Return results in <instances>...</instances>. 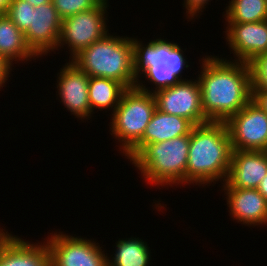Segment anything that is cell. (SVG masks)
Wrapping results in <instances>:
<instances>
[{
    "instance_id": "8",
    "label": "cell",
    "mask_w": 267,
    "mask_h": 266,
    "mask_svg": "<svg viewBox=\"0 0 267 266\" xmlns=\"http://www.w3.org/2000/svg\"><path fill=\"white\" fill-rule=\"evenodd\" d=\"M232 150L263 151L267 141V113L250 100L226 122Z\"/></svg>"
},
{
    "instance_id": "19",
    "label": "cell",
    "mask_w": 267,
    "mask_h": 266,
    "mask_svg": "<svg viewBox=\"0 0 267 266\" xmlns=\"http://www.w3.org/2000/svg\"><path fill=\"white\" fill-rule=\"evenodd\" d=\"M127 88L120 82L101 77H89L88 97L91 113L93 108L114 110L120 103L121 97Z\"/></svg>"
},
{
    "instance_id": "6",
    "label": "cell",
    "mask_w": 267,
    "mask_h": 266,
    "mask_svg": "<svg viewBox=\"0 0 267 266\" xmlns=\"http://www.w3.org/2000/svg\"><path fill=\"white\" fill-rule=\"evenodd\" d=\"M156 109L152 91L139 81L135 87L124 91L120 103L113 110L110 129L111 135L122 142L120 146L125 155L142 139Z\"/></svg>"
},
{
    "instance_id": "4",
    "label": "cell",
    "mask_w": 267,
    "mask_h": 266,
    "mask_svg": "<svg viewBox=\"0 0 267 266\" xmlns=\"http://www.w3.org/2000/svg\"><path fill=\"white\" fill-rule=\"evenodd\" d=\"M190 134L146 145L131 161L148 183L186 184Z\"/></svg>"
},
{
    "instance_id": "12",
    "label": "cell",
    "mask_w": 267,
    "mask_h": 266,
    "mask_svg": "<svg viewBox=\"0 0 267 266\" xmlns=\"http://www.w3.org/2000/svg\"><path fill=\"white\" fill-rule=\"evenodd\" d=\"M266 174L265 151L232 150L229 172L223 188L257 189Z\"/></svg>"
},
{
    "instance_id": "13",
    "label": "cell",
    "mask_w": 267,
    "mask_h": 266,
    "mask_svg": "<svg viewBox=\"0 0 267 266\" xmlns=\"http://www.w3.org/2000/svg\"><path fill=\"white\" fill-rule=\"evenodd\" d=\"M58 78L57 88L59 87L61 102L77 118L81 120L89 118L91 116L88 97L89 76L70 61L60 70Z\"/></svg>"
},
{
    "instance_id": "29",
    "label": "cell",
    "mask_w": 267,
    "mask_h": 266,
    "mask_svg": "<svg viewBox=\"0 0 267 266\" xmlns=\"http://www.w3.org/2000/svg\"><path fill=\"white\" fill-rule=\"evenodd\" d=\"M12 0H0V13L5 14L11 4Z\"/></svg>"
},
{
    "instance_id": "7",
    "label": "cell",
    "mask_w": 267,
    "mask_h": 266,
    "mask_svg": "<svg viewBox=\"0 0 267 266\" xmlns=\"http://www.w3.org/2000/svg\"><path fill=\"white\" fill-rule=\"evenodd\" d=\"M107 0H102L95 8L74 14L62 20L58 46L64 43L70 47L71 57L97 42L107 34L104 14Z\"/></svg>"
},
{
    "instance_id": "1",
    "label": "cell",
    "mask_w": 267,
    "mask_h": 266,
    "mask_svg": "<svg viewBox=\"0 0 267 266\" xmlns=\"http://www.w3.org/2000/svg\"><path fill=\"white\" fill-rule=\"evenodd\" d=\"M219 57L203 58L197 78L201 88L202 108L209 122H226L252 98L248 63Z\"/></svg>"
},
{
    "instance_id": "9",
    "label": "cell",
    "mask_w": 267,
    "mask_h": 266,
    "mask_svg": "<svg viewBox=\"0 0 267 266\" xmlns=\"http://www.w3.org/2000/svg\"><path fill=\"white\" fill-rule=\"evenodd\" d=\"M156 108L166 114L189 120L194 126L208 123L202 108L199 81L184 80L174 86L153 91Z\"/></svg>"
},
{
    "instance_id": "2",
    "label": "cell",
    "mask_w": 267,
    "mask_h": 266,
    "mask_svg": "<svg viewBox=\"0 0 267 266\" xmlns=\"http://www.w3.org/2000/svg\"><path fill=\"white\" fill-rule=\"evenodd\" d=\"M231 141L225 122L194 126L190 132L186 184L226 181L231 163ZM224 178V179H223Z\"/></svg>"
},
{
    "instance_id": "26",
    "label": "cell",
    "mask_w": 267,
    "mask_h": 266,
    "mask_svg": "<svg viewBox=\"0 0 267 266\" xmlns=\"http://www.w3.org/2000/svg\"><path fill=\"white\" fill-rule=\"evenodd\" d=\"M251 100L267 113V90H251Z\"/></svg>"
},
{
    "instance_id": "23",
    "label": "cell",
    "mask_w": 267,
    "mask_h": 266,
    "mask_svg": "<svg viewBox=\"0 0 267 266\" xmlns=\"http://www.w3.org/2000/svg\"><path fill=\"white\" fill-rule=\"evenodd\" d=\"M251 90H267V52L256 55L248 62Z\"/></svg>"
},
{
    "instance_id": "5",
    "label": "cell",
    "mask_w": 267,
    "mask_h": 266,
    "mask_svg": "<svg viewBox=\"0 0 267 266\" xmlns=\"http://www.w3.org/2000/svg\"><path fill=\"white\" fill-rule=\"evenodd\" d=\"M132 48L133 69L137 78L141 76L139 75L141 71L157 87L154 91L184 81L180 74L182 69L189 65H187L183 51L178 44L159 38L150 41L144 47L140 41L132 38Z\"/></svg>"
},
{
    "instance_id": "3",
    "label": "cell",
    "mask_w": 267,
    "mask_h": 266,
    "mask_svg": "<svg viewBox=\"0 0 267 266\" xmlns=\"http://www.w3.org/2000/svg\"><path fill=\"white\" fill-rule=\"evenodd\" d=\"M71 62L89 77L110 78L126 88L135 87L139 79L133 69L132 39L129 37H113L107 33L80 51Z\"/></svg>"
},
{
    "instance_id": "14",
    "label": "cell",
    "mask_w": 267,
    "mask_h": 266,
    "mask_svg": "<svg viewBox=\"0 0 267 266\" xmlns=\"http://www.w3.org/2000/svg\"><path fill=\"white\" fill-rule=\"evenodd\" d=\"M225 33L237 61L248 63L256 55L267 52V20L228 23Z\"/></svg>"
},
{
    "instance_id": "11",
    "label": "cell",
    "mask_w": 267,
    "mask_h": 266,
    "mask_svg": "<svg viewBox=\"0 0 267 266\" xmlns=\"http://www.w3.org/2000/svg\"><path fill=\"white\" fill-rule=\"evenodd\" d=\"M61 25L62 19L52 2L32 10L31 25L24 34L28 46L37 56L58 48Z\"/></svg>"
},
{
    "instance_id": "27",
    "label": "cell",
    "mask_w": 267,
    "mask_h": 266,
    "mask_svg": "<svg viewBox=\"0 0 267 266\" xmlns=\"http://www.w3.org/2000/svg\"><path fill=\"white\" fill-rule=\"evenodd\" d=\"M11 65L0 56V87L8 80Z\"/></svg>"
},
{
    "instance_id": "18",
    "label": "cell",
    "mask_w": 267,
    "mask_h": 266,
    "mask_svg": "<svg viewBox=\"0 0 267 266\" xmlns=\"http://www.w3.org/2000/svg\"><path fill=\"white\" fill-rule=\"evenodd\" d=\"M0 56L11 66L14 59L27 61L37 56L28 46L25 34L6 14L0 15Z\"/></svg>"
},
{
    "instance_id": "25",
    "label": "cell",
    "mask_w": 267,
    "mask_h": 266,
    "mask_svg": "<svg viewBox=\"0 0 267 266\" xmlns=\"http://www.w3.org/2000/svg\"><path fill=\"white\" fill-rule=\"evenodd\" d=\"M209 0H185L184 4L185 7L187 9V12L189 16H191L193 18V16L197 13H199L200 11H202L201 9L205 6V4L208 3Z\"/></svg>"
},
{
    "instance_id": "20",
    "label": "cell",
    "mask_w": 267,
    "mask_h": 266,
    "mask_svg": "<svg viewBox=\"0 0 267 266\" xmlns=\"http://www.w3.org/2000/svg\"><path fill=\"white\" fill-rule=\"evenodd\" d=\"M113 261L108 259V266H148L149 247L146 242L138 238L120 240L116 244Z\"/></svg>"
},
{
    "instance_id": "22",
    "label": "cell",
    "mask_w": 267,
    "mask_h": 266,
    "mask_svg": "<svg viewBox=\"0 0 267 266\" xmlns=\"http://www.w3.org/2000/svg\"><path fill=\"white\" fill-rule=\"evenodd\" d=\"M32 10L35 7L28 1L12 0L5 14L24 33L31 25Z\"/></svg>"
},
{
    "instance_id": "17",
    "label": "cell",
    "mask_w": 267,
    "mask_h": 266,
    "mask_svg": "<svg viewBox=\"0 0 267 266\" xmlns=\"http://www.w3.org/2000/svg\"><path fill=\"white\" fill-rule=\"evenodd\" d=\"M230 215L253 226L267 223V199L257 189L224 188Z\"/></svg>"
},
{
    "instance_id": "24",
    "label": "cell",
    "mask_w": 267,
    "mask_h": 266,
    "mask_svg": "<svg viewBox=\"0 0 267 266\" xmlns=\"http://www.w3.org/2000/svg\"><path fill=\"white\" fill-rule=\"evenodd\" d=\"M102 0H52L61 19L95 8Z\"/></svg>"
},
{
    "instance_id": "21",
    "label": "cell",
    "mask_w": 267,
    "mask_h": 266,
    "mask_svg": "<svg viewBox=\"0 0 267 266\" xmlns=\"http://www.w3.org/2000/svg\"><path fill=\"white\" fill-rule=\"evenodd\" d=\"M228 23H249L267 20L266 0H231L226 10Z\"/></svg>"
},
{
    "instance_id": "30",
    "label": "cell",
    "mask_w": 267,
    "mask_h": 266,
    "mask_svg": "<svg viewBox=\"0 0 267 266\" xmlns=\"http://www.w3.org/2000/svg\"><path fill=\"white\" fill-rule=\"evenodd\" d=\"M31 3L34 7H39L42 4L52 2V0H25Z\"/></svg>"
},
{
    "instance_id": "16",
    "label": "cell",
    "mask_w": 267,
    "mask_h": 266,
    "mask_svg": "<svg viewBox=\"0 0 267 266\" xmlns=\"http://www.w3.org/2000/svg\"><path fill=\"white\" fill-rule=\"evenodd\" d=\"M194 125L187 119L155 110L142 139L125 155L132 160L146 145L189 135Z\"/></svg>"
},
{
    "instance_id": "28",
    "label": "cell",
    "mask_w": 267,
    "mask_h": 266,
    "mask_svg": "<svg viewBox=\"0 0 267 266\" xmlns=\"http://www.w3.org/2000/svg\"><path fill=\"white\" fill-rule=\"evenodd\" d=\"M257 190L267 199V174L261 180L260 184L257 187Z\"/></svg>"
},
{
    "instance_id": "31",
    "label": "cell",
    "mask_w": 267,
    "mask_h": 266,
    "mask_svg": "<svg viewBox=\"0 0 267 266\" xmlns=\"http://www.w3.org/2000/svg\"><path fill=\"white\" fill-rule=\"evenodd\" d=\"M263 151H265L267 153V141H266L265 149Z\"/></svg>"
},
{
    "instance_id": "15",
    "label": "cell",
    "mask_w": 267,
    "mask_h": 266,
    "mask_svg": "<svg viewBox=\"0 0 267 266\" xmlns=\"http://www.w3.org/2000/svg\"><path fill=\"white\" fill-rule=\"evenodd\" d=\"M0 266H51L48 244H31L0 229Z\"/></svg>"
},
{
    "instance_id": "10",
    "label": "cell",
    "mask_w": 267,
    "mask_h": 266,
    "mask_svg": "<svg viewBox=\"0 0 267 266\" xmlns=\"http://www.w3.org/2000/svg\"><path fill=\"white\" fill-rule=\"evenodd\" d=\"M47 240L51 266H108V258L91 240L54 233Z\"/></svg>"
}]
</instances>
